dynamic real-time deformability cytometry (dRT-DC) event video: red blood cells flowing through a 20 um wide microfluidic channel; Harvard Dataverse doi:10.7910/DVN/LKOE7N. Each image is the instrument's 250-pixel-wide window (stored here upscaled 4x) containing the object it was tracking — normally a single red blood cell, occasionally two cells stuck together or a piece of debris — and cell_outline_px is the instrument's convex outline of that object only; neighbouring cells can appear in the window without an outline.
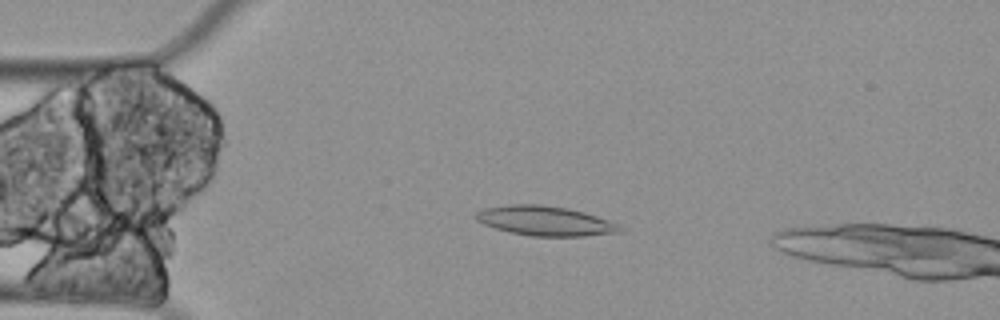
{"species": "Egyptian fruit bat (a non-hibernating species)", "species_latin": "Rousettus aegyptiacus", "temperature_condition": "cold", "stored_images_in_passage": 4, "camera_frame_rate_fps": 3000, "um_per_image_px": 0.085, "animal": {"sex": "female"}, "frame": {"image": 1, "passage_image": 2, "time_ms": 0.333, "image_size_px": [1000, 320], "cell_outline_px": [[620, 232], [584, 236], [532, 236], [512, 232], [496, 228], [484, 224], [476, 220], [472, 216], [476, 212], [484, 208], [508, 204], [540, 204], [568, 208], [584, 212], [608, 220], [616, 224], [620, 228]], "centroid_in_image_um": [46.27, 18.76], "position_along_channel_um": 38.7, "area_um2": 24.68}}